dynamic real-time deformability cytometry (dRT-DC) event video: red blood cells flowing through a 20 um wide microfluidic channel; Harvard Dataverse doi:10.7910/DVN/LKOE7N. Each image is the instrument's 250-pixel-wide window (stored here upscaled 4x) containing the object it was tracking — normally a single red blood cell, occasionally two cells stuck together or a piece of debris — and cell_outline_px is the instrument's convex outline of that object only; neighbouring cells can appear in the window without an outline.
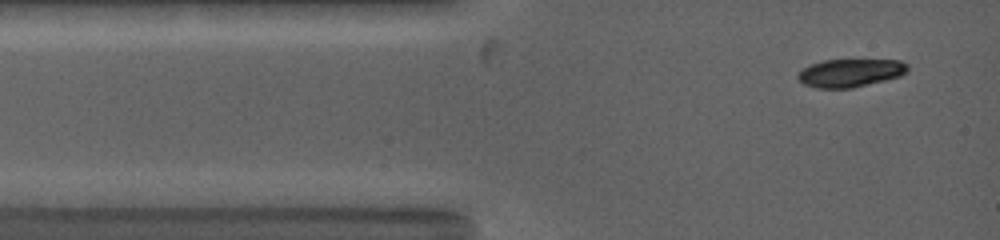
{"species": "common noctule bat (a hibernating species)", "species_latin": "Nyctalus noctula", "temperature_condition": "warm", "stored_images_in_passage": 12, "camera_frame_rate_fps": 5000, "um_per_image_px": 0.085, "animal": {"sex": "female", "body_mass_g": 19.0, "forearm_length_mm": 53.3}, "frame": {"image": 1, "passage_image": 3, "time_ms": 0.6, "image_size_px": [1000, 240], "cell_outline_px": [[908, 68], [900, 76], [852, 88], [816, 88], [804, 84], [796, 76], [804, 68], [812, 64], [824, 60], [900, 60], [908, 64]], "centroid_in_image_um": [72.27, 6.19], "position_along_channel_um": 12.7, "area_um2": 17.69}}
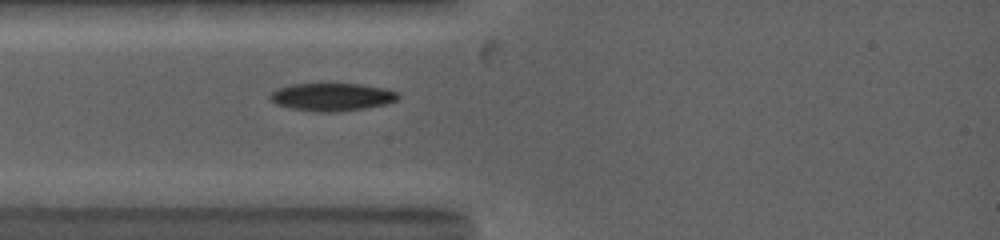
{"frame": {"image": 2, "passage_image": 9, "time_ms": 2.6, "image_size_px": [1000, 240], "cell_outline_px": [[400, 96], [396, 100], [384, 104], [364, 108], [340, 112], [316, 112], [292, 108], [276, 104], [268, 96], [276, 88], [292, 84], [360, 84], [384, 88], [396, 92]], "centroid_in_image_um": [28.19, 8.24], "position_along_channel_um": 56.8, "area_um2": 20.63}}
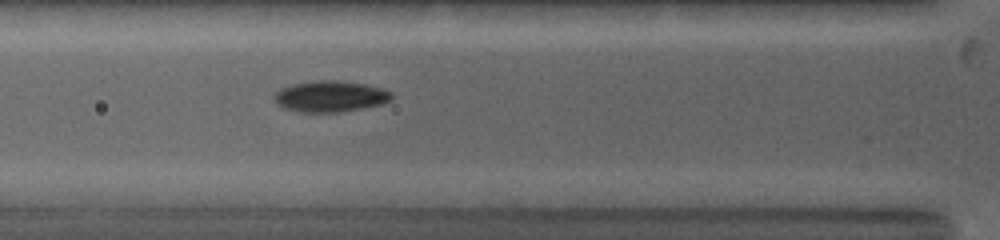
{"frame": {"image": 3, "passage_image": 12, "time_ms": 3.6, "image_size_px": [1000, 240], "cell_outline_px": [[392, 100], [384, 104], [336, 112], [300, 112], [284, 108], [276, 104], [272, 96], [280, 88], [292, 84], [320, 80], [336, 80], [364, 84], [380, 88], [392, 92]], "centroid_in_image_um": [28.05, 8.19], "position_along_channel_um": 97.8, "area_um2": 21.27}}